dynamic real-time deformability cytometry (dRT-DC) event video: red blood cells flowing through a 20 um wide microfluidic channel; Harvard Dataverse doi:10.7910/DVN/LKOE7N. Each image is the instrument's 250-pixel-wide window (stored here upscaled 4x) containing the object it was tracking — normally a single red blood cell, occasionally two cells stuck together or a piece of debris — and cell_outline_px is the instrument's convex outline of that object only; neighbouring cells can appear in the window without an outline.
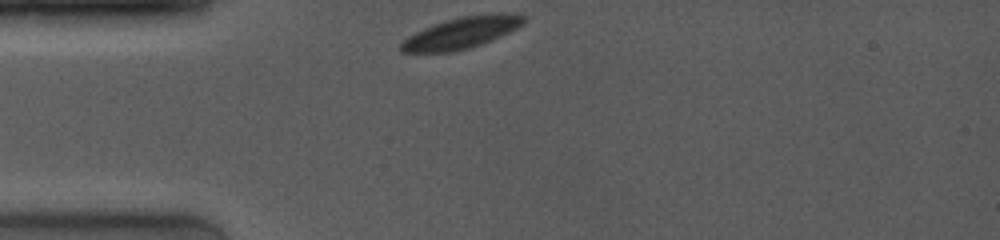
{"species": "common noctule bat (a hibernating species)", "species_latin": "Nyctalus noctula", "temperature_condition": "room temperature", "stored_images_in_passage": 22, "camera_frame_rate_fps": 4000, "um_per_image_px": 0.085, "animal": {"sex": "female", "body_mass_g": 19.0, "forearm_length_mm": 53.3}, "frame": {"image": 1, "passage_image": 1, "time_ms": 0.0, "image_size_px": [1000, 240], "cell_outline_px": [[524, 24], [492, 40], [468, 48], [452, 52], [400, 52], [400, 44], [408, 36], [424, 28], [448, 20], [464, 16], [524, 16]], "centroid_in_image_um": [39.1, 2.86], "position_along_channel_um": 45.9, "area_um2": 21.15}}